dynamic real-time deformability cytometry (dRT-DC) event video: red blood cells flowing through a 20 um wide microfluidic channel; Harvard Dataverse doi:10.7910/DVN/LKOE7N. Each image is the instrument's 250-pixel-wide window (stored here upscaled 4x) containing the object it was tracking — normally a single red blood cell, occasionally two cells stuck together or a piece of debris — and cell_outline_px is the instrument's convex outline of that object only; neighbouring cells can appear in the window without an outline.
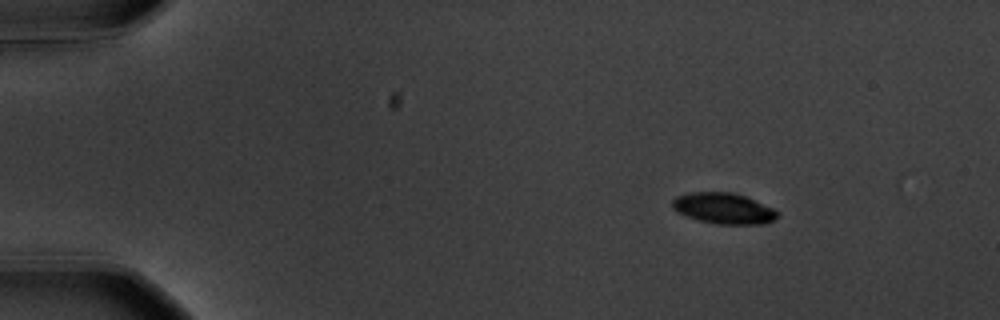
{"species": "common noctule bat (a hibernating species)", "species_latin": "Nyctalus noctula", "temperature_condition": "warm", "stored_images_in_passage": 50, "camera_frame_rate_fps": 3000, "um_per_image_px": 0.085, "animal": {"sex": "male", "body_mass_g": 20.1, "forearm_length_mm": 53.5}, "frame": {"image": 1, "passage_image": 1, "time_ms": 0.0, "image_size_px": [1000, 320], "cell_outline_px": [[780, 216], [764, 224], [720, 224], [700, 220], [676, 212], [672, 208], [672, 200], [676, 196], [688, 192], [732, 192], [744, 196], [772, 208], [780, 212]], "centroid_in_image_um": [61.49, 17.7], "position_along_channel_um": 23.5, "area_um2": 18.84}}
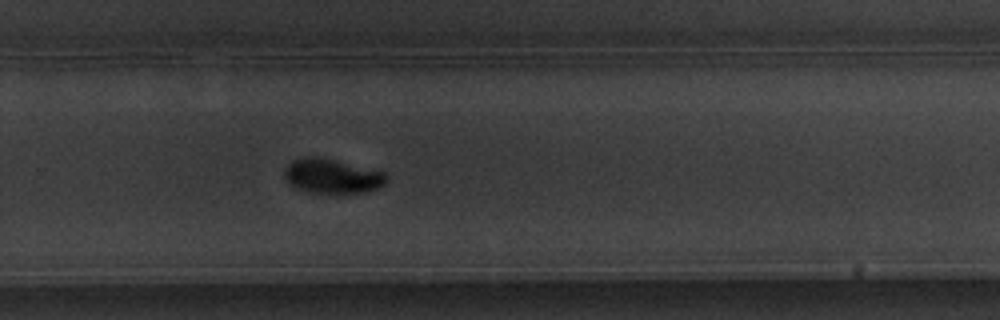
{"frame": {"image": 2, "passage_image": 32, "time_ms": 10.333, "image_size_px": [1000, 320], "cell_outline_px": [[388, 180], [380, 188], [364, 192], [316, 192], [296, 188], [284, 176], [284, 168], [292, 160], [316, 156], [384, 172], [388, 176]], "centroid_in_image_um": [28.26, 14.96], "position_along_channel_um": 301.5, "area_um2": 19.94}}
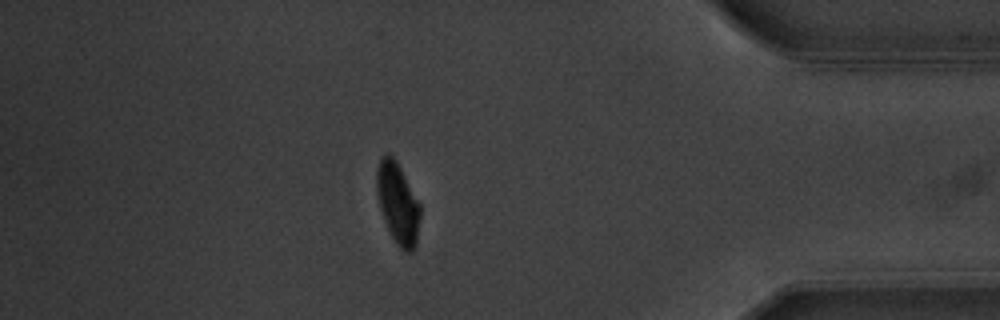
{"frame": {"image": 3, "passage_image": 43, "time_ms": 14.0, "image_size_px": [1000, 320], "cell_outline_px": [[420, 216], [416, 244], [412, 252], [404, 252], [396, 244], [384, 220], [380, 208], [376, 192], [376, 168], [380, 156], [388, 152], [396, 160], [420, 204]], "centroid_in_image_um": [33.79, 17.25], "position_along_channel_um": 401.4, "area_um2": 20.63}, "authors_computed_cell_mechanics": {"area_um2": 20.6924, "velocity_mm_per_s": 3.5776, "shape_relaxation_time_tau1_ms": 2.2333, "shape_relaxation_time_tau2_ms": 7.7955, "deformation_change_tau1": 0.1258, "deformation_change_tau2": 0.0789}}